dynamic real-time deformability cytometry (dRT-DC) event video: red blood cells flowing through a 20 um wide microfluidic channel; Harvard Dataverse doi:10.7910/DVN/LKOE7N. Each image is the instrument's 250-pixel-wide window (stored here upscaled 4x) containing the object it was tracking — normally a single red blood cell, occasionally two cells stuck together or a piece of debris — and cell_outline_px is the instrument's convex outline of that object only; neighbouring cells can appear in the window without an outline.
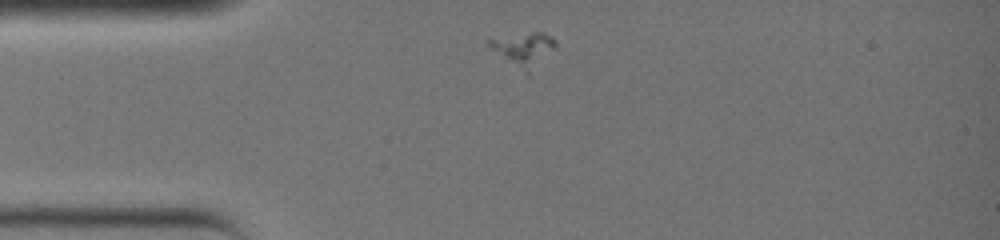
{"species": "common noctule bat (a hibernating species)", "species_latin": "Nyctalus noctula", "temperature_condition": "warm", "stored_images_in_passage": 20, "camera_frame_rate_fps": 3000, "um_per_image_px": 0.085, "animal": {"sex": "female", "body_mass_g": 19.0, "forearm_length_mm": 51.5}, "frame": {"image": 1, "passage_image": 1, "time_ms": 0.0, "image_size_px": [1000, 240], "cell_outline_px": [[556, 48], [524, 64], [504, 56], [492, 48], [488, 44], [488, 40], [532, 32], [544, 32], [556, 40]], "centroid_in_image_um": [44.54, 3.91], "position_along_channel_um": 40.5, "area_um2": 10.12}}